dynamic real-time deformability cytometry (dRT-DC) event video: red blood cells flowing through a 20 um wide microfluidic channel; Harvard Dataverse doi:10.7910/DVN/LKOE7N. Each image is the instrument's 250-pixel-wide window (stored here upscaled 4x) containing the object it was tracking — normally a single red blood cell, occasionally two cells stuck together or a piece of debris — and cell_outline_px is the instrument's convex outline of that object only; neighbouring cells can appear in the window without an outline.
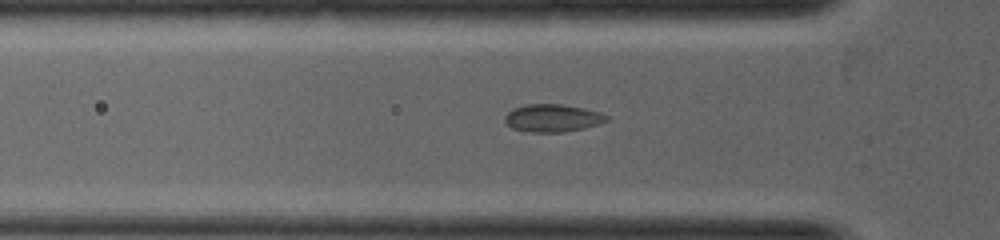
{"species": "common noctule bat (a hibernating species)", "species_latin": "Nyctalus noctula", "temperature_condition": "warm", "stored_images_in_passage": 4, "camera_frame_rate_fps": 5000, "um_per_image_px": 0.085, "animal": {"sex": "female", "body_mass_g": 19.0, "forearm_length_mm": 53.3}, "frame": {"image": 1, "passage_image": 2, "time_ms": 0.2, "image_size_px": [1000, 240], "cell_outline_px": [[608, 120], [600, 124], [584, 128], [564, 132], [532, 132], [512, 128], [504, 120], [504, 116], [512, 108], [524, 104], [564, 104], [584, 108], [600, 112], [608, 116]], "centroid_in_image_um": [46.97, 10.02], "position_along_channel_um": 78.8, "area_um2": 16.53}}